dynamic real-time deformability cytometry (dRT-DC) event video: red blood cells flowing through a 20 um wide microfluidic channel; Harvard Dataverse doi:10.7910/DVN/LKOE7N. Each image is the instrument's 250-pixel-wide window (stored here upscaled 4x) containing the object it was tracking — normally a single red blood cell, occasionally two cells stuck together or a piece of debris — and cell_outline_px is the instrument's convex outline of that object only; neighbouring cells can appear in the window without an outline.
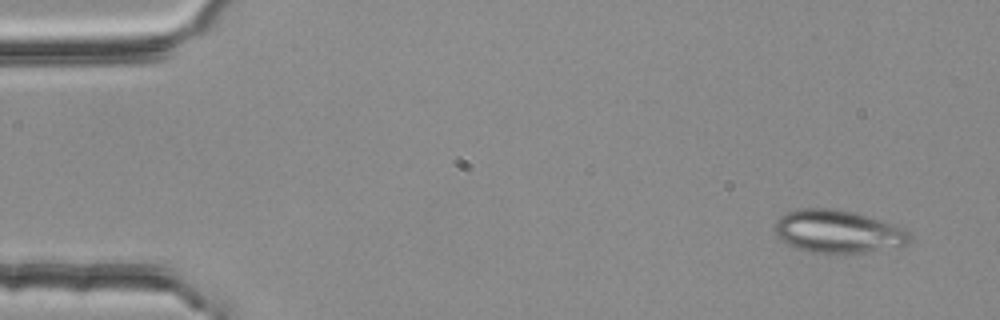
{"species": "common noctule bat (a hibernating species)", "species_latin": "Nyctalus noctula", "temperature_condition": "room temperature", "stored_images_in_passage": 3, "camera_frame_rate_fps": 3000, "um_per_image_px": 0.085, "animal": {"sex": "female", "body_mass_g": 25.1}, "frame": {"image": 1, "passage_image": 1, "time_ms": 0.0, "image_size_px": [1000, 320], "cell_outline_px": [[912, 240], [908, 244], [864, 252], [812, 252], [788, 244], [780, 240], [776, 236], [772, 228], [776, 220], [780, 216], [788, 212], [800, 208], [836, 208], [852, 212], [892, 224], [908, 232], [912, 236]], "centroid_in_image_um": [71.16, 19.66], "position_along_channel_um": 13.8, "area_um2": 33.23}}